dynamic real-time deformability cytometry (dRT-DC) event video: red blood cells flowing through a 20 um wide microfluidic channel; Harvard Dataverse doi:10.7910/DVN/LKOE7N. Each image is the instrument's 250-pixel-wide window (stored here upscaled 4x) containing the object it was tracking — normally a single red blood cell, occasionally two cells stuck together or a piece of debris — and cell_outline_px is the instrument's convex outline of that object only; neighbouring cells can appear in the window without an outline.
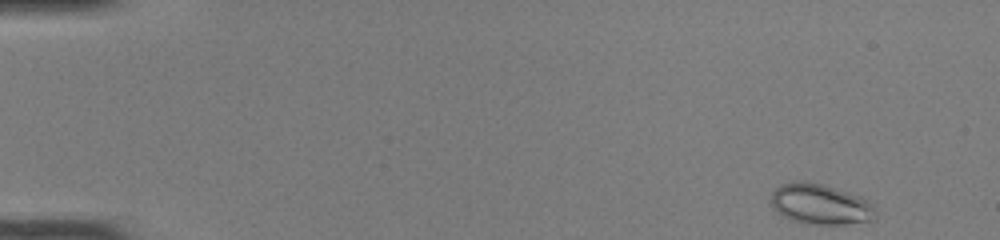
{"species": "common noctule bat (a hibernating species)", "species_latin": "Nyctalus noctula", "temperature_condition": "room temperature", "stored_images_in_passage": 48, "camera_frame_rate_fps": 3000, "um_per_image_px": 0.085, "animal": {"sex": "female", "body_mass_g": 22.0, "forearm_length_mm": 56.7}, "frame": {"image": 1, "passage_image": 1, "time_ms": 0.0, "image_size_px": [1000, 240], "cell_outline_px": [[876, 220], [844, 224], [808, 224], [792, 220], [784, 216], [772, 208], [772, 192], [780, 184], [792, 180], [800, 180], [820, 184], [848, 192], [860, 196], [876, 204]], "centroid_in_image_um": [69.77, 17.36], "position_along_channel_um": 15.2, "area_um2": 24.91}}
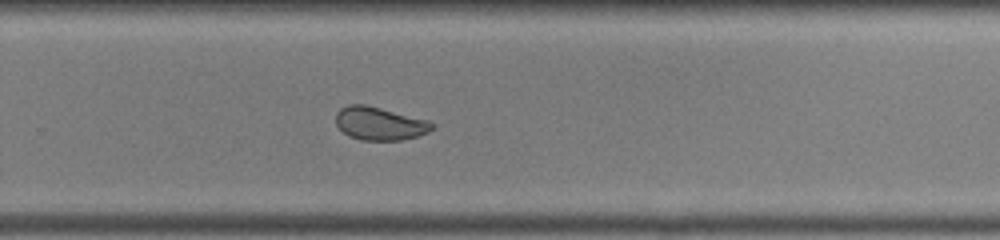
{"frame": {"image": 2, "passage_image": 32, "time_ms": 10.333, "image_size_px": [1000, 240], "cell_outline_px": [[432, 128], [428, 132], [416, 136], [400, 140], [360, 140], [348, 136], [336, 124], [336, 112], [340, 108], [348, 104], [364, 104], [428, 120], [432, 124]], "centroid_in_image_um": [32.22, 10.5], "position_along_channel_um": 297.6, "area_um2": 18.38}}
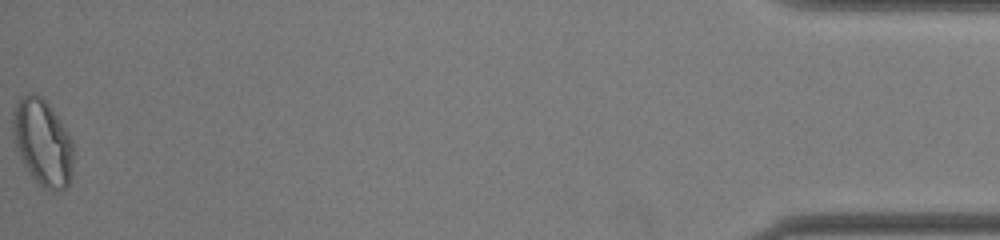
{"frame": {"image": 3, "passage_image": 48, "time_ms": 15.667, "image_size_px": [1000, 240], "cell_outline_px": [[72, 176], [68, 184], [64, 188], [48, 188], [40, 184], [32, 176], [20, 160], [12, 128], [12, 108], [16, 100], [20, 96], [32, 92], [40, 96], [52, 108], [72, 140]], "centroid_in_image_um": [3.58, 12.03], "position_along_channel_um": 431.6, "area_um2": 30.17}, "authors_computed_cell_mechanics": {"area_um2": 21.097, "velocity_mm_per_s": 4.1042, "shape_relaxation_time_tau1_ms": null, "shape_relaxation_time_tau2_ms": 0.9931, "deformation_change_tau1": null, "deformation_change_tau2": 0.0671}}